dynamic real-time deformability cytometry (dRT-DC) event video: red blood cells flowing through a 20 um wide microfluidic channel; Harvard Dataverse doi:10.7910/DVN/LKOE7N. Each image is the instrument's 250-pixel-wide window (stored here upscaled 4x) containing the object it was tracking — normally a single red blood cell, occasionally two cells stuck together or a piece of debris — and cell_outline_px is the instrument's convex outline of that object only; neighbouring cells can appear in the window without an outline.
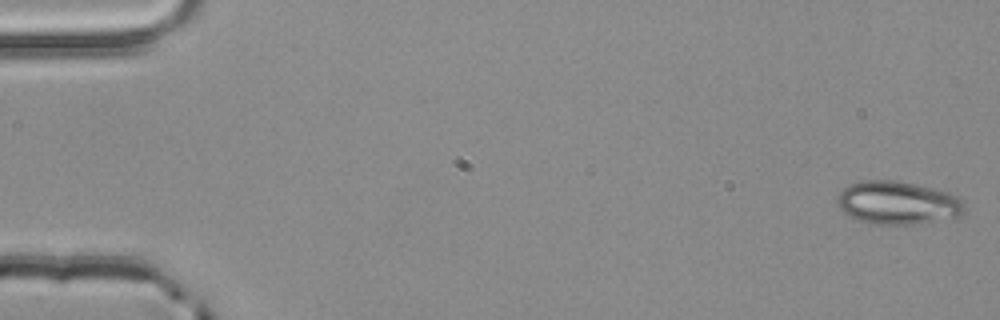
{"species": "common noctule bat (a hibernating species)", "species_latin": "Nyctalus noctula", "temperature_condition": "room temperature", "stored_images_in_passage": 3, "camera_frame_rate_fps": 3000, "um_per_image_px": 0.085, "animal": {"sex": "male", "body_mass_g": 20.4}, "frame": {"image": 1, "passage_image": 1, "time_ms": 0.0, "image_size_px": [1000, 320], "cell_outline_px": [[968, 212], [960, 216], [916, 224], [872, 224], [860, 220], [844, 212], [840, 208], [836, 200], [836, 196], [848, 184], [864, 180], [900, 180], [948, 192], [956, 196], [964, 204]], "centroid_in_image_um": [76.32, 17.23], "position_along_channel_um": 8.7, "area_um2": 32.08}}